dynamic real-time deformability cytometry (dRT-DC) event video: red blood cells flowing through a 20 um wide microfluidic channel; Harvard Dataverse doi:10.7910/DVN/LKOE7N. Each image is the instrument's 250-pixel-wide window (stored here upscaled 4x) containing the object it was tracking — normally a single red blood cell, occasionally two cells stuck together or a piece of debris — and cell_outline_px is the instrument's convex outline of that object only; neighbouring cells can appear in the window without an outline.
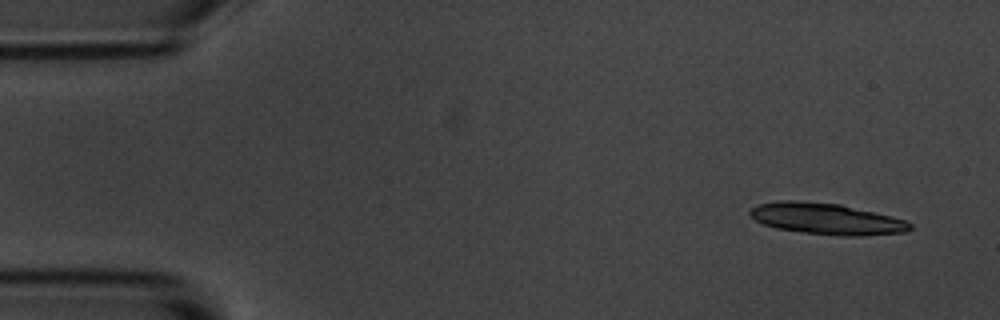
{"species": "common noctule bat (a hibernating species)", "species_latin": "Nyctalus noctula", "temperature_condition": "room temperature", "stored_images_in_passage": 4, "camera_frame_rate_fps": 3000, "um_per_image_px": 0.085, "animal": {"sex": "male", "body_mass_g": 20.1, "forearm_length_mm": 53.5}, "frame": {"image": 1, "passage_image": 1, "time_ms": 0.0, "image_size_px": [1000, 320], "cell_outline_px": [[912, 228], [904, 232], [860, 236], [844, 236], [804, 232], [776, 228], [764, 224], [748, 216], [748, 212], [752, 208], [760, 204], [780, 200], [796, 200], [840, 204], [892, 216], [904, 220], [912, 224]], "centroid_in_image_um": [70.24, 18.59], "position_along_channel_um": 14.8, "area_um2": 29.02}}